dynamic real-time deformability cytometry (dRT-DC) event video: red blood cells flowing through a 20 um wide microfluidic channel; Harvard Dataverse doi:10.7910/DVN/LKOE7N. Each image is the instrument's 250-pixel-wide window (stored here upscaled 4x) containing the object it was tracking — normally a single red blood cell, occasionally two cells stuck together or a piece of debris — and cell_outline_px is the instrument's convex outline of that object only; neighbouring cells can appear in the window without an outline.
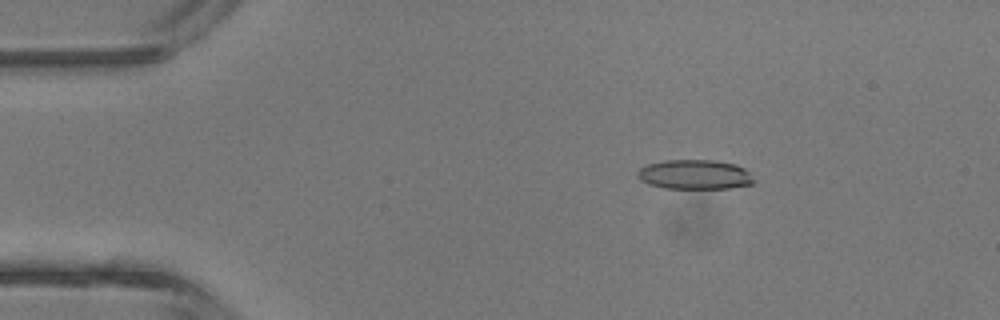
{"species": "common noctule bat (a hibernating species)", "species_latin": "Nyctalus noctula", "temperature_condition": "room temperature", "stored_images_in_passage": 4, "camera_frame_rate_fps": 3000, "um_per_image_px": 0.085, "animal": {"sex": "male", "body_mass_g": 13.3}, "frame": {"image": 1, "passage_image": 2, "time_ms": 1.0, "image_size_px": [1000, 320], "cell_outline_px": [[756, 180], [752, 184], [728, 188], [664, 188], [648, 184], [640, 180], [636, 172], [640, 168], [648, 164], [664, 160], [712, 160], [736, 164], [744, 168]], "centroid_in_image_um": [59.05, 14.83], "position_along_channel_um": 26.0, "area_um2": 20.06}}
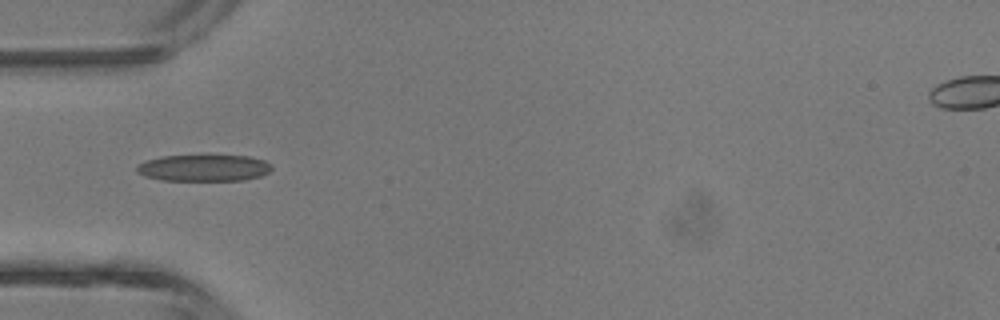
{"frame": {"image": 2, "passage_image": 4, "time_ms": 3.333, "image_size_px": [1000, 320], "cell_outline_px": [[272, 168], [268, 172], [260, 176], [244, 180], [160, 180], [144, 176], [136, 172], [136, 168], [140, 164], [148, 160], [160, 156], [204, 152], [208, 152], [248, 156], [264, 160], [272, 164]], "centroid_in_image_um": [17.33, 14.21], "position_along_channel_um": 67.7, "area_um2": 22.08}}